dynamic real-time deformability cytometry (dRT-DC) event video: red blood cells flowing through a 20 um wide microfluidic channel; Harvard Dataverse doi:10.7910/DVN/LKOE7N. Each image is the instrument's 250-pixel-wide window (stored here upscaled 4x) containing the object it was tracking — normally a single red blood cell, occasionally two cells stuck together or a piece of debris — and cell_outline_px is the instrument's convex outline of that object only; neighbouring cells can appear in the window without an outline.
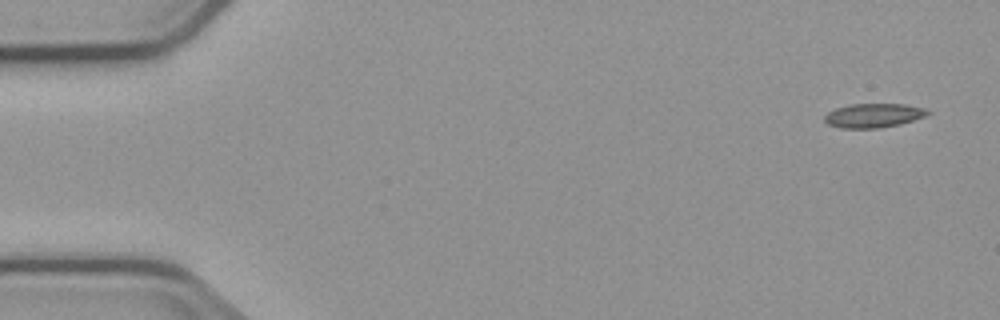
{"species": "common noctule bat (a hibernating species)", "species_latin": "Nyctalus noctula", "temperature_condition": "cold", "stored_images_in_passage": 5, "camera_frame_rate_fps": 3000, "um_per_image_px": 0.085, "animal": {"sex": "male", "body_mass_g": 23.1, "forearm_length_mm": 52.7}, "frame": {"image": 1, "passage_image": 1, "time_ms": 0.0, "image_size_px": [1000, 320], "cell_outline_px": [[932, 112], [924, 116], [900, 124], [880, 128], [840, 128], [828, 124], [824, 120], [824, 116], [828, 112], [836, 108], [852, 104], [904, 104], [924, 108]], "centroid_in_image_um": [74.23, 9.82], "position_along_channel_um": 10.8, "area_um2": 14.39}}